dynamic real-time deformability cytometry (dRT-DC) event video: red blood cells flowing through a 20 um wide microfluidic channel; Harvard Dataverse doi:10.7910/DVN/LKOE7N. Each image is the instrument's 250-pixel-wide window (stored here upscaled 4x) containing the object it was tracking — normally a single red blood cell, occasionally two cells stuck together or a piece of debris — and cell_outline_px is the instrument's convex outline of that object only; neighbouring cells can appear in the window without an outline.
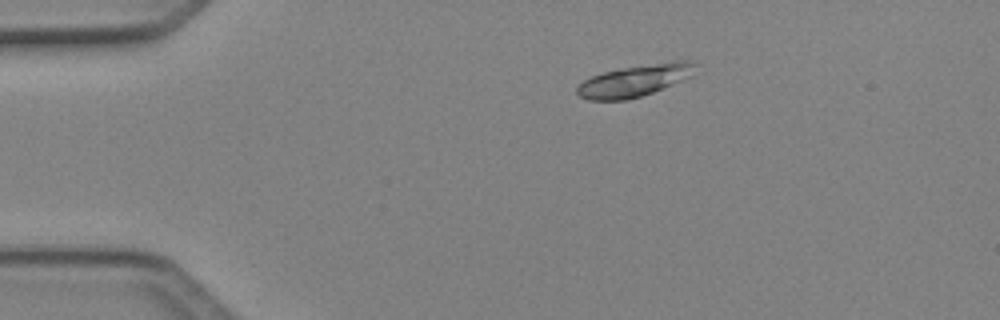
{"species": "Egyptian fruit bat (a non-hibernating species)", "species_latin": "Rousettus aegyptiacus", "temperature_condition": "cold", "stored_images_in_passage": 7, "camera_frame_rate_fps": 3000, "um_per_image_px": 0.085, "animal": {"sex": "female"}, "frame": {"image": 1, "passage_image": 3, "time_ms": 0.667, "image_size_px": [1000, 320], "cell_outline_px": [[696, 64], [692, 76], [652, 92], [628, 100], [588, 100], [580, 96], [576, 92], [576, 88], [584, 80], [592, 76], [604, 72], [624, 68], [672, 60], [692, 60]], "centroid_in_image_um": [53.97, 6.84], "position_along_channel_um": 31.0, "area_um2": 21.68}}
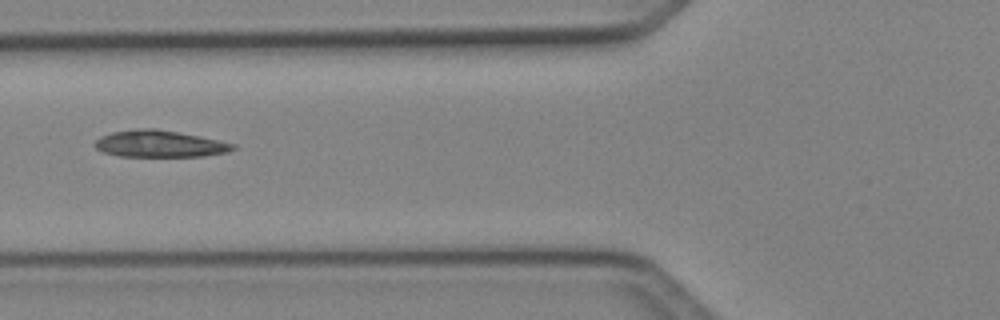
{"frame": {"image": 2, "passage_image": 6, "time_ms": 1.667, "image_size_px": [1000, 320], "cell_outline_px": [[240, 148], [228, 152], [204, 156], [120, 156], [104, 152], [96, 148], [96, 140], [100, 136], [112, 132], [136, 128], [156, 128], [200, 136], [236, 144]], "centroid_in_image_um": [13.62, 12.22], "position_along_channel_um": 112.2, "area_um2": 21.62}}
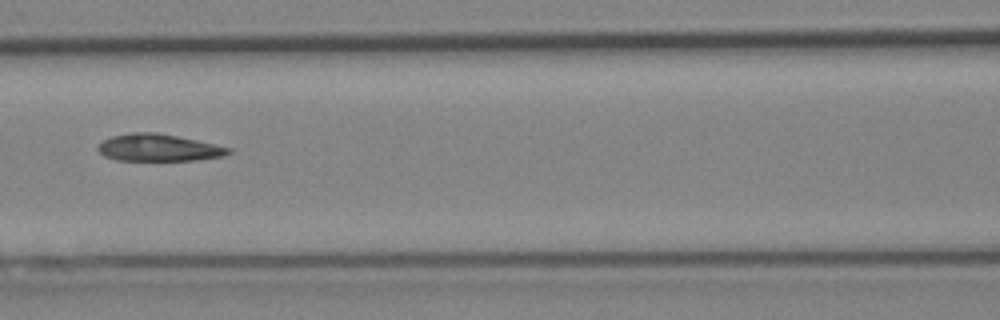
{"frame": {"image": 3, "passage_image": 7, "time_ms": 2.0, "image_size_px": [1000, 320], "cell_outline_px": [[232, 152], [224, 156], [196, 160], [116, 160], [104, 156], [96, 148], [104, 140], [112, 136], [132, 132], [156, 132], [196, 140], [232, 148]], "centroid_in_image_um": [13.49, 12.55], "position_along_channel_um": 153.1, "area_um2": 20.52}}